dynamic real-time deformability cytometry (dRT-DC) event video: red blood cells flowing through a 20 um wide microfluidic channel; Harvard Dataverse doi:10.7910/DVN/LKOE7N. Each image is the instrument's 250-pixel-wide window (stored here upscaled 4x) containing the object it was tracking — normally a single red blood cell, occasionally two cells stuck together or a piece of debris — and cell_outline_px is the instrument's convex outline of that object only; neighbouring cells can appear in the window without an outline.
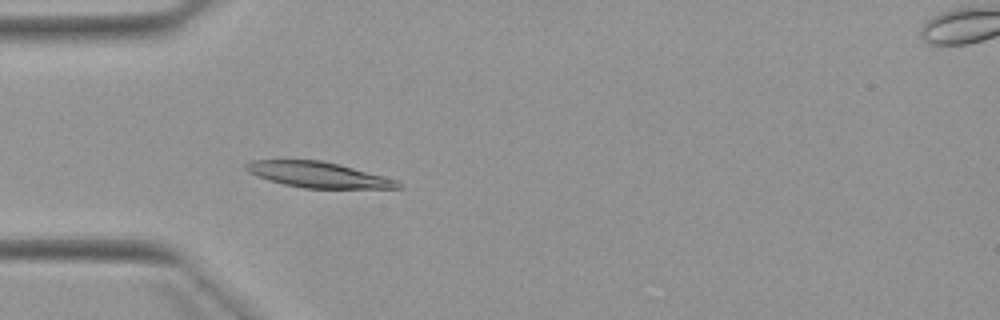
{"species": "Egyptian fruit bat (a non-hibernating species)", "species_latin": "Rousettus aegyptiacus", "temperature_condition": "warm", "stored_images_in_passage": 5, "camera_frame_rate_fps": 3000, "um_per_image_px": 0.085, "animal": {"sex": "female"}, "frame": {"image": 1, "passage_image": 4, "time_ms": 4.667, "image_size_px": [1000, 320], "cell_outline_px": [[404, 188], [304, 188], [284, 184], [268, 180], [256, 176], [248, 172], [244, 168], [244, 164], [252, 160], [320, 160], [340, 164], [384, 176], [396, 180]], "centroid_in_image_um": [27.01, 14.85], "position_along_channel_um": 58.0, "area_um2": 22.66}}